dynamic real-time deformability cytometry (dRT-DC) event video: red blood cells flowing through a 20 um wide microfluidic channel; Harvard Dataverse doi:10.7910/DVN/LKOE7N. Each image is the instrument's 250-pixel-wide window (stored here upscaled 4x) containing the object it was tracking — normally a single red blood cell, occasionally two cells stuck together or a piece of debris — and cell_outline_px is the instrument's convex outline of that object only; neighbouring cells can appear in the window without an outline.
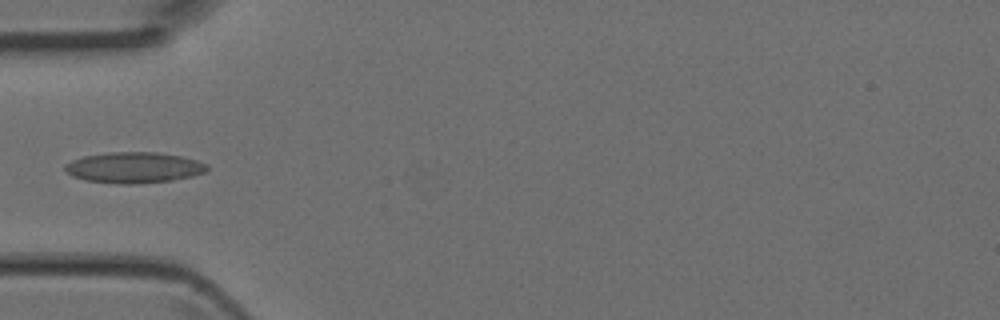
{"species": "Egyptian fruit bat (a non-hibernating species)", "species_latin": "Rousettus aegyptiacus", "temperature_condition": "room temperature", "stored_images_in_passage": 5, "camera_frame_rate_fps": 3000, "um_per_image_px": 0.085, "animal": {"sex": "female"}, "frame": {"image": 1, "passage_image": 5, "time_ms": 1.333, "image_size_px": [1000, 320], "cell_outline_px": [[208, 172], [192, 176], [172, 180], [136, 184], [120, 184], [88, 180], [72, 176], [64, 168], [64, 164], [72, 160], [84, 156], [108, 152], [156, 152], [180, 156], [196, 160], [208, 164]], "centroid_in_image_um": [11.41, 14.24], "position_along_channel_um": 73.6, "area_um2": 25.55}}